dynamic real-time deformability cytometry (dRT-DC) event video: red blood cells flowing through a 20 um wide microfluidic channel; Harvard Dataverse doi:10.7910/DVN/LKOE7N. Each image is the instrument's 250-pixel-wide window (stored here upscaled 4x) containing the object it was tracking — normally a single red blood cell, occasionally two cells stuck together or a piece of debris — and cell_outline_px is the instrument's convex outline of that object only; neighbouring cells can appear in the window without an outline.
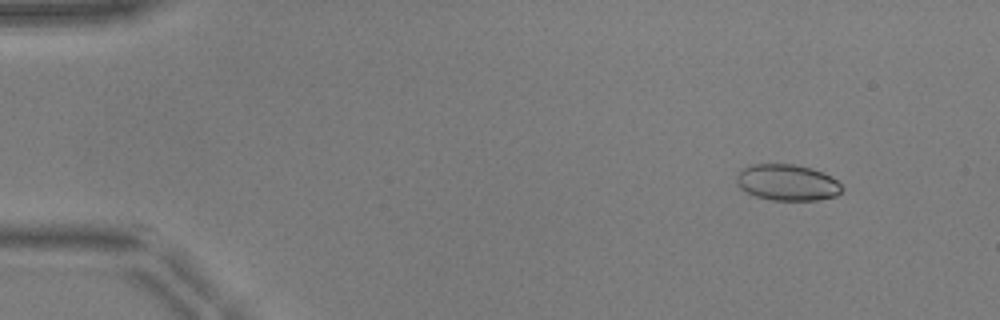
{"species": "common noctule bat (a hibernating species)", "species_latin": "Nyctalus noctula", "temperature_condition": "warm", "stored_images_in_passage": 52, "camera_frame_rate_fps": 3000, "um_per_image_px": 0.085, "animal": {"sex": "male", "body_mass_g": 17.9, "forearm_length_mm": 54.2}, "frame": {"image": 1, "passage_image": 6, "time_ms": 1.667, "image_size_px": [1000, 320], "cell_outline_px": [[844, 188], [836, 196], [816, 200], [772, 200], [756, 196], [740, 188], [736, 180], [736, 176], [748, 164], [792, 164], [812, 168], [832, 176]], "centroid_in_image_um": [66.93, 15.51], "position_along_channel_um": 18.1, "area_um2": 22.2}}
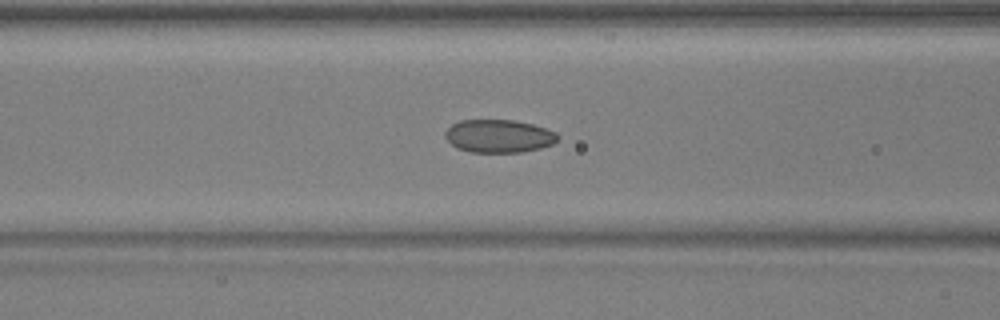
{"frame": {"image": 2, "passage_image": 22, "time_ms": 7.0, "image_size_px": [1000, 320], "cell_outline_px": [[560, 136], [552, 144], [540, 148], [520, 152], [472, 152], [456, 148], [444, 136], [444, 132], [452, 124], [460, 120], [512, 120], [532, 124], [556, 132]], "centroid_in_image_um": [42.38, 11.56], "position_along_channel_um": 124.2, "area_um2": 21.56}}
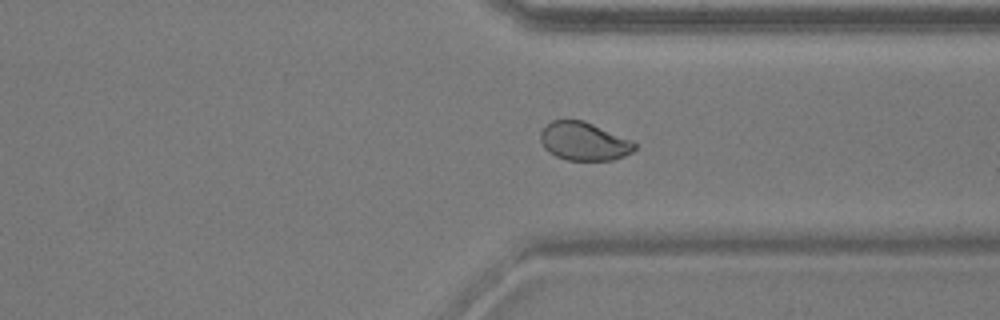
{"frame": {"image": 3, "passage_image": 40, "time_ms": 13.0, "image_size_px": [1000, 320], "cell_outline_px": [[636, 148], [632, 152], [624, 156], [612, 160], [568, 160], [556, 156], [548, 152], [544, 148], [540, 140], [540, 132], [552, 120], [584, 120], [632, 140], [636, 144]], "centroid_in_image_um": [49.64, 12.01], "position_along_channel_um": 361.8, "area_um2": 21.04}, "authors_computed_cell_mechanics": {"area_um2": 22.1085, "velocity_mm_per_s": 3.9568, "shape_relaxation_time_tau1_ms": null, "shape_relaxation_time_tau2_ms": 0.9417, "deformation_change_tau1": null, "deformation_change_tau2": 0.0401}}